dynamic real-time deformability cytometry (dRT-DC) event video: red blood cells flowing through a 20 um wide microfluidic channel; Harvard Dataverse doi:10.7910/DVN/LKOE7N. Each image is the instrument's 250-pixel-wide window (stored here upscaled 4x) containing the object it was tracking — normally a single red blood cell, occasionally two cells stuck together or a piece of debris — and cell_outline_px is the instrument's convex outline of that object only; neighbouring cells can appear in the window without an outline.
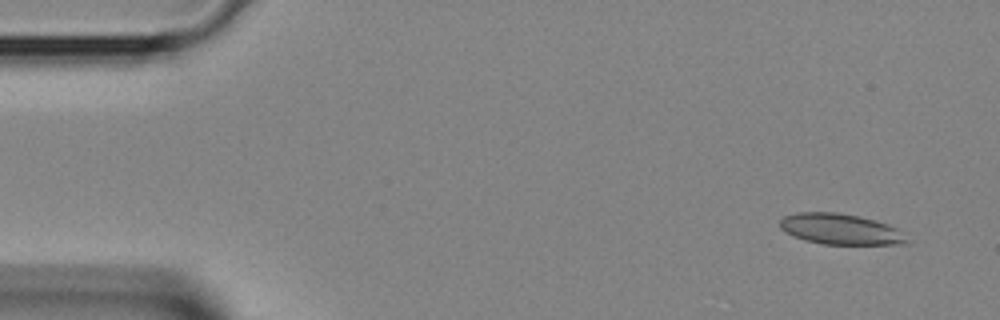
{"species": "Egyptian fruit bat (a non-hibernating species)", "species_latin": "Rousettus aegyptiacus", "temperature_condition": "room temperature", "stored_images_in_passage": 4, "segment_of_instrument_passage": [2, 2], "camera_frame_rate_fps": 3000, "um_per_image_px": 0.085, "animal": {"sex": "female"}, "frame": {"image": 1, "passage_image": 4, "time_ms": 1.0, "image_size_px": [1000, 320], "cell_outline_px": [[908, 244], [824, 244], [804, 240], [792, 236], [784, 232], [780, 228], [780, 220], [784, 216], [796, 212], [836, 212], [860, 216], [876, 220], [888, 224], [896, 228], [908, 240]], "centroid_in_image_um": [71.4, 19.47], "position_along_channel_um": 13.6, "area_um2": 22.83}}